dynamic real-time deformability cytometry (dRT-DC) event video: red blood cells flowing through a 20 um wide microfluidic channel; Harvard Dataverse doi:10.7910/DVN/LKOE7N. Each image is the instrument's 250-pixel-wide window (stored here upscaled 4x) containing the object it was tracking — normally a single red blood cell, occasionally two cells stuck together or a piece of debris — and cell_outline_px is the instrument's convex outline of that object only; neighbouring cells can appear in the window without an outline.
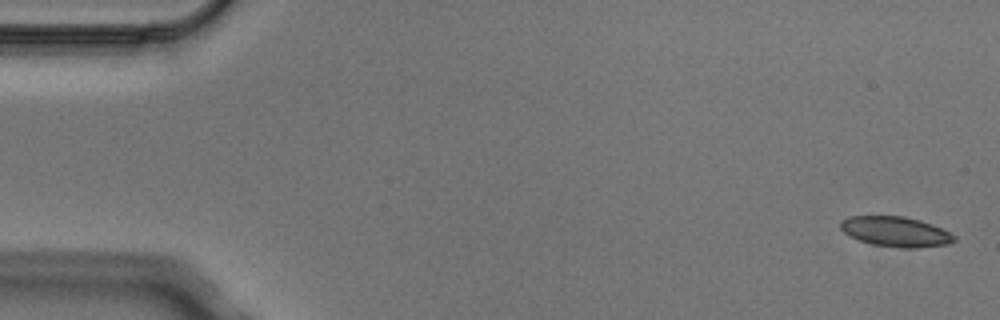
{"species": "Egyptian fruit bat (a non-hibernating species)", "species_latin": "Rousettus aegyptiacus", "temperature_condition": "cold", "stored_images_in_passage": 5, "camera_frame_rate_fps": 3000, "um_per_image_px": 0.085, "animal": {"sex": "male"}, "frame": {"image": 1, "passage_image": 1, "time_ms": 0.0, "image_size_px": [1000, 320], "cell_outline_px": [[956, 240], [948, 244], [916, 248], [900, 248], [872, 244], [860, 240], [844, 232], [840, 228], [840, 220], [848, 216], [904, 216], [920, 220], [932, 224], [956, 236]], "centroid_in_image_um": [76.13, 19.68], "position_along_channel_um": 8.9, "area_um2": 19.88}}